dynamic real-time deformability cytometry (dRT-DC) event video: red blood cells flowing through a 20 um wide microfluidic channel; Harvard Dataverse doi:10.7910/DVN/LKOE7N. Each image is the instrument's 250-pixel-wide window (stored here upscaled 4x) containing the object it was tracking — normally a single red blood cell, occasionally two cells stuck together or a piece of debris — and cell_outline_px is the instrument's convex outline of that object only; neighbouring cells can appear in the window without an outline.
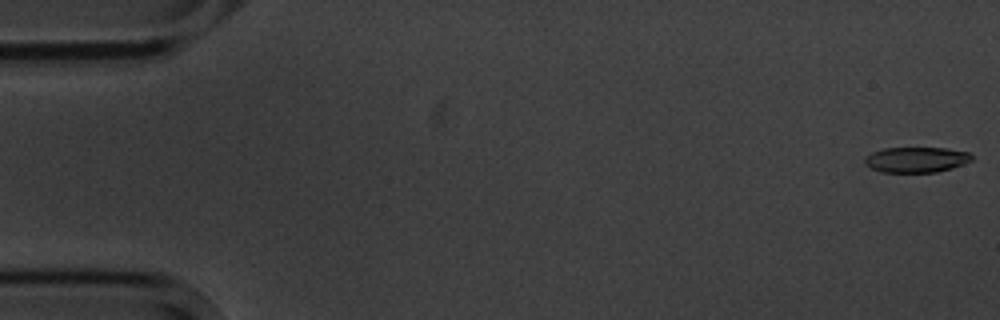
{"species": "common noctule bat (a hibernating species)", "species_latin": "Nyctalus noctula", "temperature_condition": "cold", "stored_images_in_passage": 11, "camera_frame_rate_fps": 3000, "um_per_image_px": 0.085, "animal": {"sex": "male", "body_mass_g": 20.1, "forearm_length_mm": 53.5}, "frame": {"image": 1, "passage_image": 1, "time_ms": 0.0, "image_size_px": [1000, 320], "cell_outline_px": [[972, 160], [964, 164], [952, 168], [936, 172], [880, 172], [864, 164], [864, 160], [872, 152], [884, 148], [948, 148], [968, 152], [972, 156]], "centroid_in_image_um": [77.89, 13.57], "position_along_channel_um": 7.1, "area_um2": 15.84}}
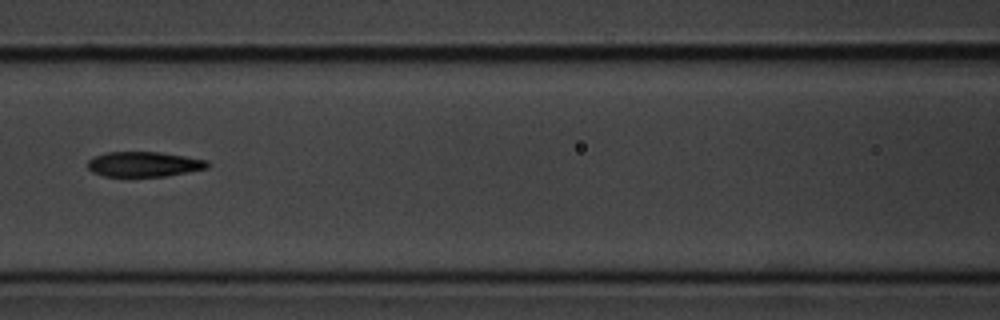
{"frame": {"image": 2, "passage_image": 7, "time_ms": 8.0, "image_size_px": [1000, 320], "cell_outline_px": [[212, 164], [208, 168], [188, 172], [164, 176], [104, 176], [92, 172], [88, 168], [88, 160], [96, 156], [108, 152], [160, 152], [208, 160]], "centroid_in_image_um": [12.28, 13.96], "position_along_channel_um": 154.3, "area_um2": 17.46}}
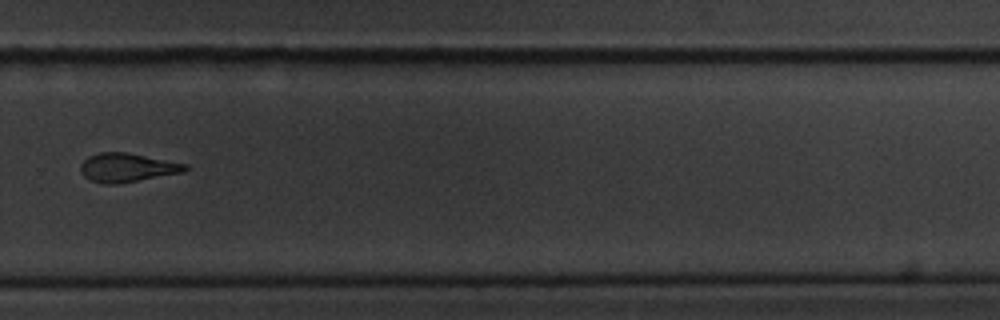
{"frame": {"image": 3, "passage_image": 11, "time_ms": 12.667, "image_size_px": [1000, 320], "cell_outline_px": [[188, 168], [184, 172], [116, 184], [108, 184], [92, 180], [84, 176], [80, 172], [80, 164], [88, 156], [100, 152], [128, 152], [188, 164]], "centroid_in_image_um": [10.81, 14.23], "position_along_channel_um": 319.0, "area_um2": 17.51}}